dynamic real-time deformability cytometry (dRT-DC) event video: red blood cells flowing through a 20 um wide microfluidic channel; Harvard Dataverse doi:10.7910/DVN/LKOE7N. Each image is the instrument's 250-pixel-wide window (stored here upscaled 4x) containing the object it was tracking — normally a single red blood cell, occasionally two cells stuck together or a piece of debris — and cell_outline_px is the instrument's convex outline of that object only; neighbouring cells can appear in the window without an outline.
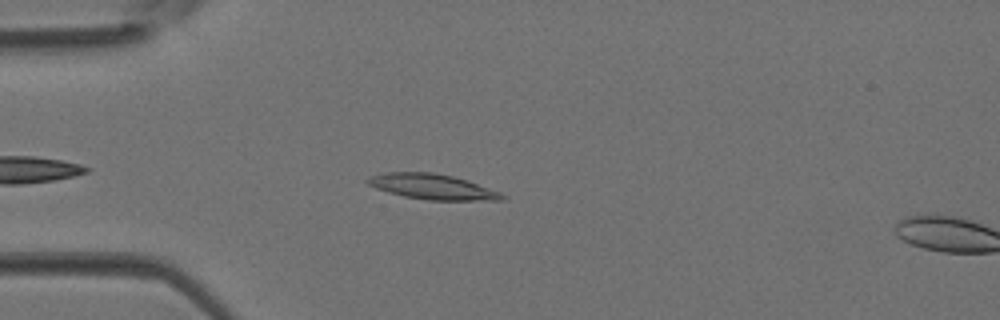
{"species": "Egyptian fruit bat (a non-hibernating species)", "species_latin": "Rousettus aegyptiacus", "temperature_condition": "room temperature", "stored_images_in_passage": 5, "camera_frame_rate_fps": 3000, "um_per_image_px": 0.085, "animal": {"sex": "female"}, "frame": {"image": 1, "passage_image": 4, "time_ms": 1.0, "image_size_px": [1000, 320], "cell_outline_px": [[508, 196], [504, 200], [428, 200], [404, 196], [388, 192], [376, 188], [368, 184], [364, 180], [368, 176], [380, 172], [432, 172], [452, 176], [468, 180], [500, 192]], "centroid_in_image_um": [36.73, 15.86], "position_along_channel_um": 48.3, "area_um2": 20.0}}